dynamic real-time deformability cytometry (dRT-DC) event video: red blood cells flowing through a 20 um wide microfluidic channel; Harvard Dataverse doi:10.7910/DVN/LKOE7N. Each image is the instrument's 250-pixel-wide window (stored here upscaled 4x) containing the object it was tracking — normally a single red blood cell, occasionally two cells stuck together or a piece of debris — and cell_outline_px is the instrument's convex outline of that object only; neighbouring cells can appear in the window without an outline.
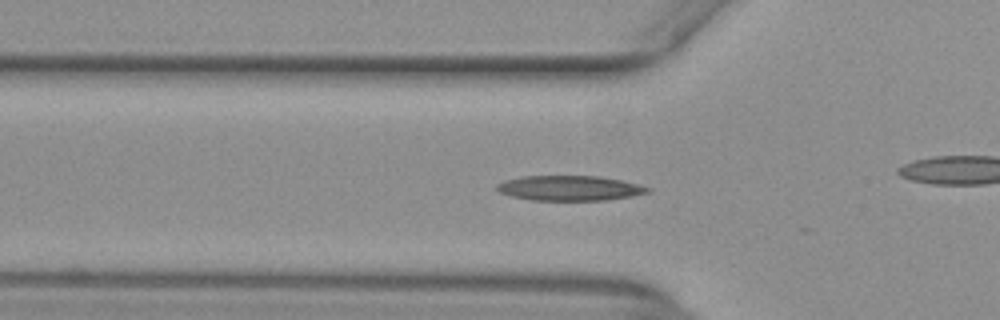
{"species": "common noctule bat (a hibernating species)", "species_latin": "Nyctalus noctula", "temperature_condition": "warm", "stored_images_in_passage": 33, "camera_frame_rate_fps": 3000, "um_per_image_px": 0.085, "animal": {"sex": "female", "body_mass_g": 29.2, "forearm_length_mm": 56.3}, "frame": {"image": 1, "passage_image": 7, "time_ms": 2.0, "image_size_px": [1000, 320], "cell_outline_px": [[652, 192], [632, 196], [608, 200], [532, 200], [512, 196], [500, 192], [496, 188], [496, 184], [504, 180], [520, 176], [600, 176], [620, 180], [652, 188]], "centroid_in_image_um": [48.43, 15.99], "position_along_channel_um": 77.4, "area_um2": 22.02}}
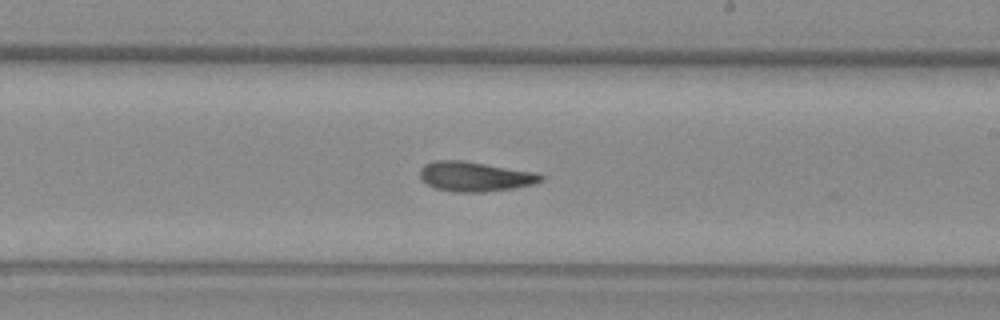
{"frame": {"image": 2, "passage_image": 20, "time_ms": 6.333, "image_size_px": [1000, 320], "cell_outline_px": [[544, 180], [532, 184], [512, 188], [484, 192], [452, 192], [436, 188], [428, 184], [420, 176], [420, 168], [424, 164], [436, 160], [460, 160], [540, 172], [544, 176]], "centroid_in_image_um": [40.41, 15.0], "position_along_channel_um": 248.6, "area_um2": 21.04}}
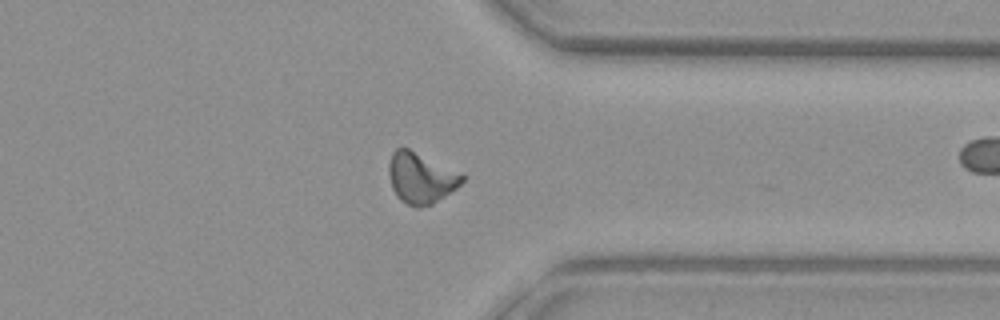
{"frame": {"image": 3, "passage_image": 30, "time_ms": 9.667, "image_size_px": [1000, 320], "cell_outline_px": [[464, 180], [456, 188], [432, 204], [420, 208], [416, 208], [400, 200], [396, 196], [392, 188], [388, 172], [388, 164], [392, 152], [396, 148], [408, 148], [464, 176]], "centroid_in_image_um": [35.71, 15.15], "position_along_channel_um": 375.7, "area_um2": 21.27}, "authors_computed_cell_mechanics": {"area_um2": 20.9236, "velocity_mm_per_s": 3.9424, "shape_relaxation_time_tau1_ms": null, "shape_relaxation_time_tau2_ms": 3.1521, "deformation_change_tau1": null, "deformation_change_tau2": 0.1131}}